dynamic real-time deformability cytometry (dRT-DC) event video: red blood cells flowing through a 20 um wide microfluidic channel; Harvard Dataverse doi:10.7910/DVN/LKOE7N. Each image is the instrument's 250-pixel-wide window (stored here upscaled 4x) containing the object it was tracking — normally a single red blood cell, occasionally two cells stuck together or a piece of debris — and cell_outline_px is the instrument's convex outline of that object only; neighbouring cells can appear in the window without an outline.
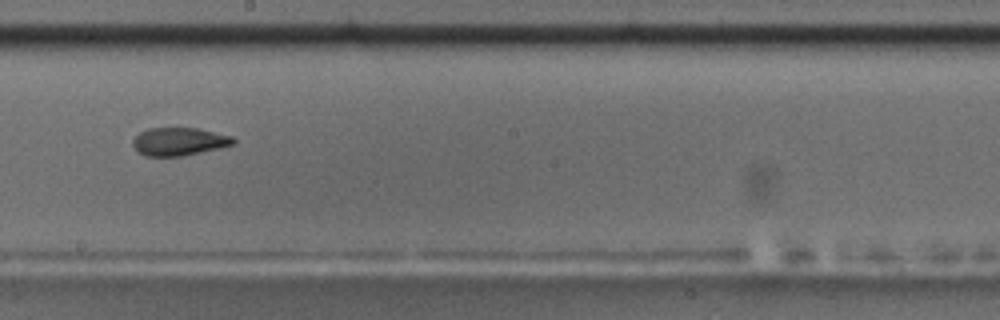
{"species": "common noctule bat (a hibernating species)", "species_latin": "Nyctalus noctula", "temperature_condition": "room temperature", "stored_images_in_passage": 43, "camera_frame_rate_fps": 3000, "um_per_image_px": 0.085, "animal": {"sex": "male", "body_mass_g": 17.5, "forearm_length_mm": 52.3}, "frame": {"image": 1, "passage_image": 19, "time_ms": 6.0, "image_size_px": [1000, 320], "cell_outline_px": [[236, 144], [220, 148], [180, 156], [144, 156], [132, 144], [132, 140], [140, 132], [148, 128], [196, 128], [232, 136], [236, 140]], "centroid_in_image_um": [15.24, 12.03], "position_along_channel_um": 233.0, "area_um2": 16.3}}
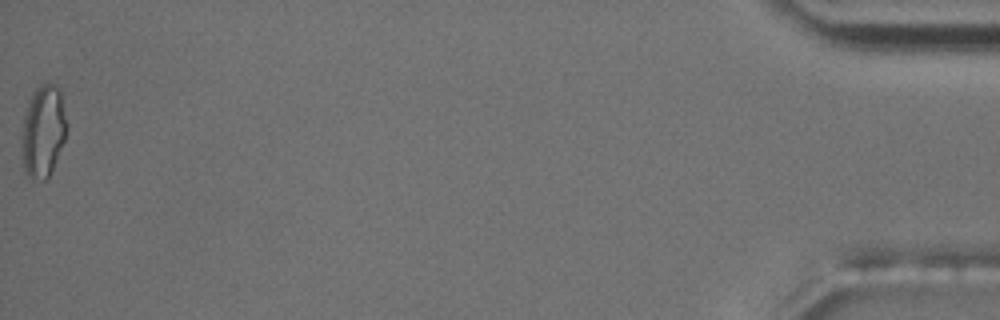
{"frame": {"image": 2, "passage_image": 43, "time_ms": 14.0, "image_size_px": [1000, 320], "cell_outline_px": [[68, 128], [64, 140], [52, 168], [48, 176], [44, 180], [32, 180], [24, 168], [20, 140], [20, 136], [24, 116], [28, 100], [32, 92], [36, 88], [44, 84], [52, 84], [60, 92], [68, 124]], "centroid_in_image_um": [3.64, 11.15], "position_along_channel_um": 431.6, "area_um2": 24.16}, "authors_computed_cell_mechanics": {"area_um2": 16.8776, "velocity_mm_per_s": 3.6973, "shape_relaxation_time_tau1_ms": null, "shape_relaxation_time_tau2_ms": 3.2092, "deformation_change_tau1": null, "deformation_change_tau2": 0.1176}}